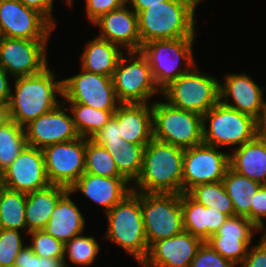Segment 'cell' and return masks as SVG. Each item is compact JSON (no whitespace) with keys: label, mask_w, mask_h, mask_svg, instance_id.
<instances>
[{"label":"cell","mask_w":266,"mask_h":267,"mask_svg":"<svg viewBox=\"0 0 266 267\" xmlns=\"http://www.w3.org/2000/svg\"><path fill=\"white\" fill-rule=\"evenodd\" d=\"M49 66L40 73L13 78L14 93L11 92L9 106L12 121L25 127L42 114L56 108L63 96L62 80Z\"/></svg>","instance_id":"6da1fadb"},{"label":"cell","mask_w":266,"mask_h":267,"mask_svg":"<svg viewBox=\"0 0 266 267\" xmlns=\"http://www.w3.org/2000/svg\"><path fill=\"white\" fill-rule=\"evenodd\" d=\"M184 152L182 148L152 139L144 147L142 172L132 191L181 194Z\"/></svg>","instance_id":"7a4b0ae2"},{"label":"cell","mask_w":266,"mask_h":267,"mask_svg":"<svg viewBox=\"0 0 266 267\" xmlns=\"http://www.w3.org/2000/svg\"><path fill=\"white\" fill-rule=\"evenodd\" d=\"M197 6L193 0H168L140 11L137 15L141 45L153 40L196 37Z\"/></svg>","instance_id":"3957f363"},{"label":"cell","mask_w":266,"mask_h":267,"mask_svg":"<svg viewBox=\"0 0 266 267\" xmlns=\"http://www.w3.org/2000/svg\"><path fill=\"white\" fill-rule=\"evenodd\" d=\"M105 239L120 246L141 263L146 259L149 246L142 217L141 192L132 191L106 213Z\"/></svg>","instance_id":"277c9868"},{"label":"cell","mask_w":266,"mask_h":267,"mask_svg":"<svg viewBox=\"0 0 266 267\" xmlns=\"http://www.w3.org/2000/svg\"><path fill=\"white\" fill-rule=\"evenodd\" d=\"M195 39L196 37H184L153 40L141 45L139 51L147 60L160 91L197 64L193 54Z\"/></svg>","instance_id":"5b68a950"},{"label":"cell","mask_w":266,"mask_h":267,"mask_svg":"<svg viewBox=\"0 0 266 267\" xmlns=\"http://www.w3.org/2000/svg\"><path fill=\"white\" fill-rule=\"evenodd\" d=\"M153 139L182 149L203 143L202 115L168 102H152Z\"/></svg>","instance_id":"8992f818"},{"label":"cell","mask_w":266,"mask_h":267,"mask_svg":"<svg viewBox=\"0 0 266 267\" xmlns=\"http://www.w3.org/2000/svg\"><path fill=\"white\" fill-rule=\"evenodd\" d=\"M202 125L203 143L218 148L233 150L256 137V119L220 101L202 115Z\"/></svg>","instance_id":"52a82bcc"},{"label":"cell","mask_w":266,"mask_h":267,"mask_svg":"<svg viewBox=\"0 0 266 267\" xmlns=\"http://www.w3.org/2000/svg\"><path fill=\"white\" fill-rule=\"evenodd\" d=\"M219 82L197 64L161 91L164 100L182 110L203 115L220 101Z\"/></svg>","instance_id":"ba28073f"},{"label":"cell","mask_w":266,"mask_h":267,"mask_svg":"<svg viewBox=\"0 0 266 267\" xmlns=\"http://www.w3.org/2000/svg\"><path fill=\"white\" fill-rule=\"evenodd\" d=\"M112 80L119 103H149L154 95H161L140 51H126L121 55Z\"/></svg>","instance_id":"9c48e42d"},{"label":"cell","mask_w":266,"mask_h":267,"mask_svg":"<svg viewBox=\"0 0 266 267\" xmlns=\"http://www.w3.org/2000/svg\"><path fill=\"white\" fill-rule=\"evenodd\" d=\"M141 208L149 247L184 231L181 194L141 192Z\"/></svg>","instance_id":"30bf717a"},{"label":"cell","mask_w":266,"mask_h":267,"mask_svg":"<svg viewBox=\"0 0 266 267\" xmlns=\"http://www.w3.org/2000/svg\"><path fill=\"white\" fill-rule=\"evenodd\" d=\"M64 103H79L99 110H116L117 100L112 77L81 71L62 79Z\"/></svg>","instance_id":"8fae6325"},{"label":"cell","mask_w":266,"mask_h":267,"mask_svg":"<svg viewBox=\"0 0 266 267\" xmlns=\"http://www.w3.org/2000/svg\"><path fill=\"white\" fill-rule=\"evenodd\" d=\"M42 150L50 184L69 189L85 173L86 138L56 143Z\"/></svg>","instance_id":"7c38bea8"},{"label":"cell","mask_w":266,"mask_h":267,"mask_svg":"<svg viewBox=\"0 0 266 267\" xmlns=\"http://www.w3.org/2000/svg\"><path fill=\"white\" fill-rule=\"evenodd\" d=\"M229 167V151L200 144L185 149L183 159L182 193H187L198 184L223 181Z\"/></svg>","instance_id":"4fadbf2b"},{"label":"cell","mask_w":266,"mask_h":267,"mask_svg":"<svg viewBox=\"0 0 266 267\" xmlns=\"http://www.w3.org/2000/svg\"><path fill=\"white\" fill-rule=\"evenodd\" d=\"M48 41L0 37V66L11 78L40 73L48 66Z\"/></svg>","instance_id":"5bb4252c"},{"label":"cell","mask_w":266,"mask_h":267,"mask_svg":"<svg viewBox=\"0 0 266 267\" xmlns=\"http://www.w3.org/2000/svg\"><path fill=\"white\" fill-rule=\"evenodd\" d=\"M54 26L19 0H0V37L49 40Z\"/></svg>","instance_id":"9a60e30c"},{"label":"cell","mask_w":266,"mask_h":267,"mask_svg":"<svg viewBox=\"0 0 266 267\" xmlns=\"http://www.w3.org/2000/svg\"><path fill=\"white\" fill-rule=\"evenodd\" d=\"M68 111L65 103L61 102L53 110L27 124L24 127L27 145L42 150L56 143L78 139L80 136Z\"/></svg>","instance_id":"2e32d148"},{"label":"cell","mask_w":266,"mask_h":267,"mask_svg":"<svg viewBox=\"0 0 266 267\" xmlns=\"http://www.w3.org/2000/svg\"><path fill=\"white\" fill-rule=\"evenodd\" d=\"M3 187L29 193L50 185L43 150L27 145L2 173Z\"/></svg>","instance_id":"e0dca14e"},{"label":"cell","mask_w":266,"mask_h":267,"mask_svg":"<svg viewBox=\"0 0 266 267\" xmlns=\"http://www.w3.org/2000/svg\"><path fill=\"white\" fill-rule=\"evenodd\" d=\"M260 229L243 216L228 217L218 232L205 242L234 265H240L247 255L255 232Z\"/></svg>","instance_id":"ac0fdd59"},{"label":"cell","mask_w":266,"mask_h":267,"mask_svg":"<svg viewBox=\"0 0 266 267\" xmlns=\"http://www.w3.org/2000/svg\"><path fill=\"white\" fill-rule=\"evenodd\" d=\"M264 91L246 73H227L219 82L220 102L255 119L266 107Z\"/></svg>","instance_id":"d6986e66"},{"label":"cell","mask_w":266,"mask_h":267,"mask_svg":"<svg viewBox=\"0 0 266 267\" xmlns=\"http://www.w3.org/2000/svg\"><path fill=\"white\" fill-rule=\"evenodd\" d=\"M203 241L187 231L154 242L142 267H189Z\"/></svg>","instance_id":"ffe728a7"},{"label":"cell","mask_w":266,"mask_h":267,"mask_svg":"<svg viewBox=\"0 0 266 267\" xmlns=\"http://www.w3.org/2000/svg\"><path fill=\"white\" fill-rule=\"evenodd\" d=\"M126 3L102 15L93 25L100 28V38L119 45L126 51H139L141 39L138 32V15Z\"/></svg>","instance_id":"44dd1931"},{"label":"cell","mask_w":266,"mask_h":267,"mask_svg":"<svg viewBox=\"0 0 266 267\" xmlns=\"http://www.w3.org/2000/svg\"><path fill=\"white\" fill-rule=\"evenodd\" d=\"M73 194L81 192L95 204L102 206L104 214L132 192V184L124 177H102L83 173L69 188Z\"/></svg>","instance_id":"7402d4cb"},{"label":"cell","mask_w":266,"mask_h":267,"mask_svg":"<svg viewBox=\"0 0 266 267\" xmlns=\"http://www.w3.org/2000/svg\"><path fill=\"white\" fill-rule=\"evenodd\" d=\"M113 116L121 138L127 143L147 145L153 139L152 102L120 103Z\"/></svg>","instance_id":"603a6c76"},{"label":"cell","mask_w":266,"mask_h":267,"mask_svg":"<svg viewBox=\"0 0 266 267\" xmlns=\"http://www.w3.org/2000/svg\"><path fill=\"white\" fill-rule=\"evenodd\" d=\"M184 231L205 242L216 234L228 216L213 207H205L187 193H181Z\"/></svg>","instance_id":"cb8c5ba5"},{"label":"cell","mask_w":266,"mask_h":267,"mask_svg":"<svg viewBox=\"0 0 266 267\" xmlns=\"http://www.w3.org/2000/svg\"><path fill=\"white\" fill-rule=\"evenodd\" d=\"M68 190L58 201L45 227V231L62 243L83 233L85 217L75 202L70 198Z\"/></svg>","instance_id":"d4e9b609"},{"label":"cell","mask_w":266,"mask_h":267,"mask_svg":"<svg viewBox=\"0 0 266 267\" xmlns=\"http://www.w3.org/2000/svg\"><path fill=\"white\" fill-rule=\"evenodd\" d=\"M229 167L251 180L266 185V143L257 137L229 153Z\"/></svg>","instance_id":"484cf974"},{"label":"cell","mask_w":266,"mask_h":267,"mask_svg":"<svg viewBox=\"0 0 266 267\" xmlns=\"http://www.w3.org/2000/svg\"><path fill=\"white\" fill-rule=\"evenodd\" d=\"M69 189L52 185L27 193L25 220L27 234L36 230H44L59 199Z\"/></svg>","instance_id":"4316f807"},{"label":"cell","mask_w":266,"mask_h":267,"mask_svg":"<svg viewBox=\"0 0 266 267\" xmlns=\"http://www.w3.org/2000/svg\"><path fill=\"white\" fill-rule=\"evenodd\" d=\"M80 55L81 68L88 72L112 77L124 49L96 36L89 40Z\"/></svg>","instance_id":"83f0119b"},{"label":"cell","mask_w":266,"mask_h":267,"mask_svg":"<svg viewBox=\"0 0 266 267\" xmlns=\"http://www.w3.org/2000/svg\"><path fill=\"white\" fill-rule=\"evenodd\" d=\"M223 184L233 203L235 215L246 217L251 221V201L262 184L237 173L230 167L225 172Z\"/></svg>","instance_id":"f1b7e54d"},{"label":"cell","mask_w":266,"mask_h":267,"mask_svg":"<svg viewBox=\"0 0 266 267\" xmlns=\"http://www.w3.org/2000/svg\"><path fill=\"white\" fill-rule=\"evenodd\" d=\"M27 193L0 188V219L2 229H13L27 235L25 207ZM26 232V234H25Z\"/></svg>","instance_id":"f546056e"},{"label":"cell","mask_w":266,"mask_h":267,"mask_svg":"<svg viewBox=\"0 0 266 267\" xmlns=\"http://www.w3.org/2000/svg\"><path fill=\"white\" fill-rule=\"evenodd\" d=\"M80 137L91 139L113 117L116 110H99L79 103H68Z\"/></svg>","instance_id":"4dcf8cb0"},{"label":"cell","mask_w":266,"mask_h":267,"mask_svg":"<svg viewBox=\"0 0 266 267\" xmlns=\"http://www.w3.org/2000/svg\"><path fill=\"white\" fill-rule=\"evenodd\" d=\"M187 194L205 207H213L228 217L235 215L233 203L223 181L198 184L191 188Z\"/></svg>","instance_id":"1f68e13d"},{"label":"cell","mask_w":266,"mask_h":267,"mask_svg":"<svg viewBox=\"0 0 266 267\" xmlns=\"http://www.w3.org/2000/svg\"><path fill=\"white\" fill-rule=\"evenodd\" d=\"M145 146L126 142L117 150H107L113 157L119 173L130 184H134L142 172Z\"/></svg>","instance_id":"d6a6232c"},{"label":"cell","mask_w":266,"mask_h":267,"mask_svg":"<svg viewBox=\"0 0 266 267\" xmlns=\"http://www.w3.org/2000/svg\"><path fill=\"white\" fill-rule=\"evenodd\" d=\"M27 146L24 127L11 121L0 128V171L3 173Z\"/></svg>","instance_id":"836d02e7"},{"label":"cell","mask_w":266,"mask_h":267,"mask_svg":"<svg viewBox=\"0 0 266 267\" xmlns=\"http://www.w3.org/2000/svg\"><path fill=\"white\" fill-rule=\"evenodd\" d=\"M99 242L94 236H83L80 234L73 237L64 244V264L69 267L68 262L79 267H87L94 263L100 252ZM69 260L67 262V260Z\"/></svg>","instance_id":"e575fe53"},{"label":"cell","mask_w":266,"mask_h":267,"mask_svg":"<svg viewBox=\"0 0 266 267\" xmlns=\"http://www.w3.org/2000/svg\"><path fill=\"white\" fill-rule=\"evenodd\" d=\"M85 173L102 177H123L111 154L91 139L86 138Z\"/></svg>","instance_id":"d590c367"},{"label":"cell","mask_w":266,"mask_h":267,"mask_svg":"<svg viewBox=\"0 0 266 267\" xmlns=\"http://www.w3.org/2000/svg\"><path fill=\"white\" fill-rule=\"evenodd\" d=\"M31 243L28 246L39 257L64 258V243L55 239L45 230L29 232Z\"/></svg>","instance_id":"8d00e7d4"},{"label":"cell","mask_w":266,"mask_h":267,"mask_svg":"<svg viewBox=\"0 0 266 267\" xmlns=\"http://www.w3.org/2000/svg\"><path fill=\"white\" fill-rule=\"evenodd\" d=\"M21 234L13 229L0 231V267H14L16 256L25 246Z\"/></svg>","instance_id":"74e56055"},{"label":"cell","mask_w":266,"mask_h":267,"mask_svg":"<svg viewBox=\"0 0 266 267\" xmlns=\"http://www.w3.org/2000/svg\"><path fill=\"white\" fill-rule=\"evenodd\" d=\"M91 140L106 150H117L126 143L120 136L118 121L114 116Z\"/></svg>","instance_id":"f35d334b"},{"label":"cell","mask_w":266,"mask_h":267,"mask_svg":"<svg viewBox=\"0 0 266 267\" xmlns=\"http://www.w3.org/2000/svg\"><path fill=\"white\" fill-rule=\"evenodd\" d=\"M228 259L212 249L206 242L197 250L189 267H234Z\"/></svg>","instance_id":"ab89813d"},{"label":"cell","mask_w":266,"mask_h":267,"mask_svg":"<svg viewBox=\"0 0 266 267\" xmlns=\"http://www.w3.org/2000/svg\"><path fill=\"white\" fill-rule=\"evenodd\" d=\"M85 2L88 22L93 24L102 15L124 6L127 0H86Z\"/></svg>","instance_id":"60d3db41"},{"label":"cell","mask_w":266,"mask_h":267,"mask_svg":"<svg viewBox=\"0 0 266 267\" xmlns=\"http://www.w3.org/2000/svg\"><path fill=\"white\" fill-rule=\"evenodd\" d=\"M251 222L259 229L265 225L266 219V185H262L251 201Z\"/></svg>","instance_id":"b9f144b4"},{"label":"cell","mask_w":266,"mask_h":267,"mask_svg":"<svg viewBox=\"0 0 266 267\" xmlns=\"http://www.w3.org/2000/svg\"><path fill=\"white\" fill-rule=\"evenodd\" d=\"M239 267H266V242L262 238L257 245L249 247L247 255Z\"/></svg>","instance_id":"7bdbcfd3"},{"label":"cell","mask_w":266,"mask_h":267,"mask_svg":"<svg viewBox=\"0 0 266 267\" xmlns=\"http://www.w3.org/2000/svg\"><path fill=\"white\" fill-rule=\"evenodd\" d=\"M26 7L31 8L42 14L54 27H57L53 17V0H19Z\"/></svg>","instance_id":"ee69618b"},{"label":"cell","mask_w":266,"mask_h":267,"mask_svg":"<svg viewBox=\"0 0 266 267\" xmlns=\"http://www.w3.org/2000/svg\"><path fill=\"white\" fill-rule=\"evenodd\" d=\"M14 267H38V256L25 245L16 256Z\"/></svg>","instance_id":"f6af8a7d"},{"label":"cell","mask_w":266,"mask_h":267,"mask_svg":"<svg viewBox=\"0 0 266 267\" xmlns=\"http://www.w3.org/2000/svg\"><path fill=\"white\" fill-rule=\"evenodd\" d=\"M11 89L9 74L0 66V103H9Z\"/></svg>","instance_id":"bcb514c9"},{"label":"cell","mask_w":266,"mask_h":267,"mask_svg":"<svg viewBox=\"0 0 266 267\" xmlns=\"http://www.w3.org/2000/svg\"><path fill=\"white\" fill-rule=\"evenodd\" d=\"M256 137L266 143V107L256 118Z\"/></svg>","instance_id":"7dc6e473"},{"label":"cell","mask_w":266,"mask_h":267,"mask_svg":"<svg viewBox=\"0 0 266 267\" xmlns=\"http://www.w3.org/2000/svg\"><path fill=\"white\" fill-rule=\"evenodd\" d=\"M168 0H127V4L138 14L151 5L160 4Z\"/></svg>","instance_id":"c3c4849f"},{"label":"cell","mask_w":266,"mask_h":267,"mask_svg":"<svg viewBox=\"0 0 266 267\" xmlns=\"http://www.w3.org/2000/svg\"><path fill=\"white\" fill-rule=\"evenodd\" d=\"M38 267H65L64 258H48L38 256Z\"/></svg>","instance_id":"681fc988"},{"label":"cell","mask_w":266,"mask_h":267,"mask_svg":"<svg viewBox=\"0 0 266 267\" xmlns=\"http://www.w3.org/2000/svg\"><path fill=\"white\" fill-rule=\"evenodd\" d=\"M12 121L9 103H0V128Z\"/></svg>","instance_id":"f907efd6"},{"label":"cell","mask_w":266,"mask_h":267,"mask_svg":"<svg viewBox=\"0 0 266 267\" xmlns=\"http://www.w3.org/2000/svg\"><path fill=\"white\" fill-rule=\"evenodd\" d=\"M260 232L262 233L261 238L266 242V225H263V227L260 228Z\"/></svg>","instance_id":"816d5d0a"},{"label":"cell","mask_w":266,"mask_h":267,"mask_svg":"<svg viewBox=\"0 0 266 267\" xmlns=\"http://www.w3.org/2000/svg\"><path fill=\"white\" fill-rule=\"evenodd\" d=\"M3 187V174L0 171V188Z\"/></svg>","instance_id":"f5cc1de1"},{"label":"cell","mask_w":266,"mask_h":267,"mask_svg":"<svg viewBox=\"0 0 266 267\" xmlns=\"http://www.w3.org/2000/svg\"><path fill=\"white\" fill-rule=\"evenodd\" d=\"M65 1H66L68 6L73 5V0H63V2H65Z\"/></svg>","instance_id":"db71d44e"},{"label":"cell","mask_w":266,"mask_h":267,"mask_svg":"<svg viewBox=\"0 0 266 267\" xmlns=\"http://www.w3.org/2000/svg\"><path fill=\"white\" fill-rule=\"evenodd\" d=\"M197 5L201 3L202 0H193Z\"/></svg>","instance_id":"11a10c76"},{"label":"cell","mask_w":266,"mask_h":267,"mask_svg":"<svg viewBox=\"0 0 266 267\" xmlns=\"http://www.w3.org/2000/svg\"><path fill=\"white\" fill-rule=\"evenodd\" d=\"M2 230V224H1V219H0V231Z\"/></svg>","instance_id":"9f6ffc18"}]
</instances>
